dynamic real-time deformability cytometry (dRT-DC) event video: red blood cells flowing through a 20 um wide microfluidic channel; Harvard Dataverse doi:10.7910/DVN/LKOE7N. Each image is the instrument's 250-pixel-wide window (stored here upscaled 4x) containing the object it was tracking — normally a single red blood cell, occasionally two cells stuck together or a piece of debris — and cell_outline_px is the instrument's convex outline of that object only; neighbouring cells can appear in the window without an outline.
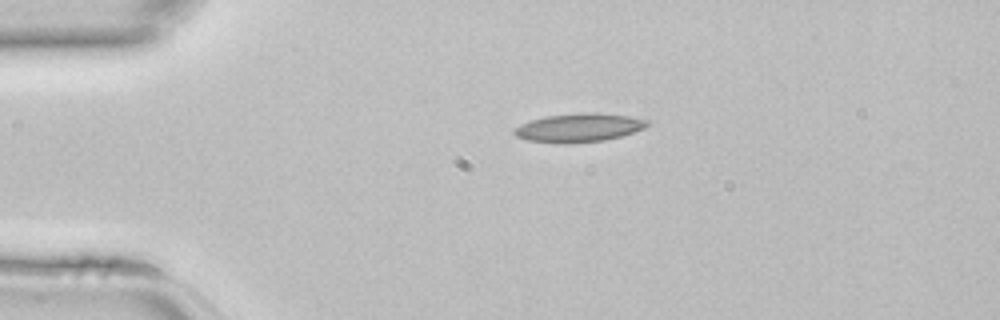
{"species": "common noctule bat (a hibernating species)", "species_latin": "Nyctalus noctula", "temperature_condition": "room temperature", "stored_images_in_passage": 36, "camera_frame_rate_fps": 3000, "um_per_image_px": 0.085, "animal": {"sex": "female", "body_mass_g": 22.7, "forearm_length_mm": 54.2}, "frame": {"image": 1, "passage_image": 1, "time_ms": 0.0, "image_size_px": [1000, 320], "cell_outline_px": [[648, 124], [644, 128], [620, 136], [604, 140], [564, 144], [528, 140], [516, 136], [512, 132], [520, 124], [544, 116], [584, 112], [596, 112], [628, 116], [648, 120]], "centroid_in_image_um": [49.18, 10.85], "position_along_channel_um": 35.8, "area_um2": 22.02}}
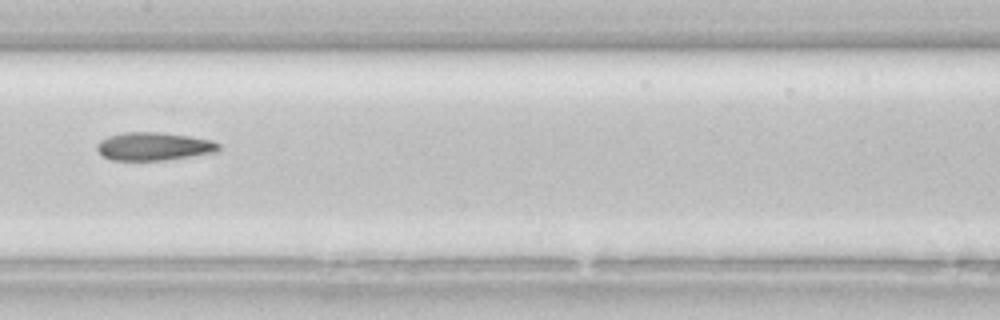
{"frame": {"image": 2, "passage_image": 14, "time_ms": 4.333, "image_size_px": [1000, 320], "cell_outline_px": [[220, 148], [216, 152], [164, 160], [112, 160], [100, 156], [96, 148], [96, 144], [100, 140], [108, 136], [124, 132], [160, 132], [188, 136], [212, 140], [220, 144]], "centroid_in_image_um": [13.02, 12.44], "position_along_channel_um": 194.4, "area_um2": 20.0}}
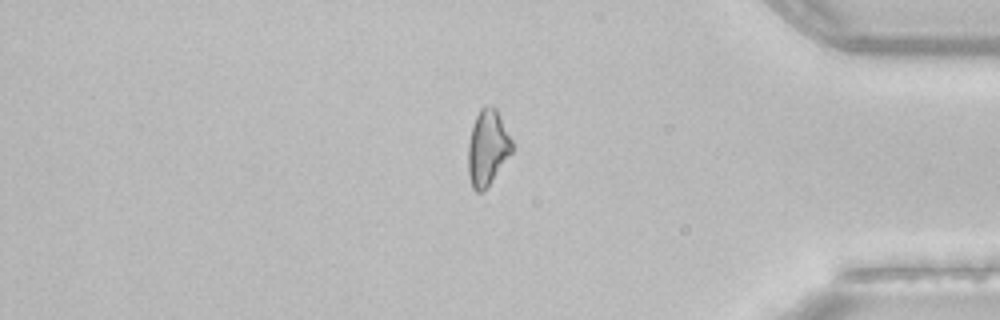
{"frame": {"image": 3, "passage_image": 29, "time_ms": 9.333, "image_size_px": [1000, 320], "cell_outline_px": [[512, 152], [488, 184], [480, 192], [476, 192], [472, 188], [468, 176], [468, 144], [472, 128], [476, 116], [480, 108], [484, 104], [488, 104], [496, 108], [512, 140]], "centroid_in_image_um": [41.42, 12.51], "position_along_channel_um": 393.8, "area_um2": 19.07}}